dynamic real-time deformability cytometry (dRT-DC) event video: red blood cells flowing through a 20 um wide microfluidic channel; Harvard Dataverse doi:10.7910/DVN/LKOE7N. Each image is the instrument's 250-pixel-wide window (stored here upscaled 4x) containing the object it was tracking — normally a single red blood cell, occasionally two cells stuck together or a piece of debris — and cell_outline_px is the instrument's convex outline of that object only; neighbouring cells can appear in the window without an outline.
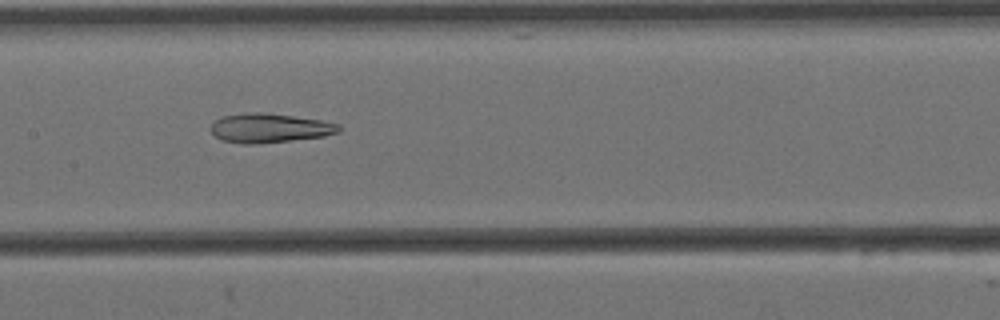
{"species": "Egyptian fruit bat (a non-hibernating species)", "species_latin": "Rousettus aegyptiacus", "temperature_condition": "cold", "stored_images_in_passage": 11, "camera_frame_rate_fps": 3000, "um_per_image_px": 0.085, "animal": {"sex": "female"}, "frame": {"image": 1, "passage_image": 7, "time_ms": 2.0, "image_size_px": [1000, 320], "cell_outline_px": [[340, 132], [324, 136], [260, 144], [244, 144], [224, 140], [216, 136], [208, 128], [220, 116], [248, 112], [260, 112], [292, 116], [320, 120], [340, 124]], "centroid_in_image_um": [22.9, 10.88], "position_along_channel_um": 184.5, "area_um2": 21.79}}
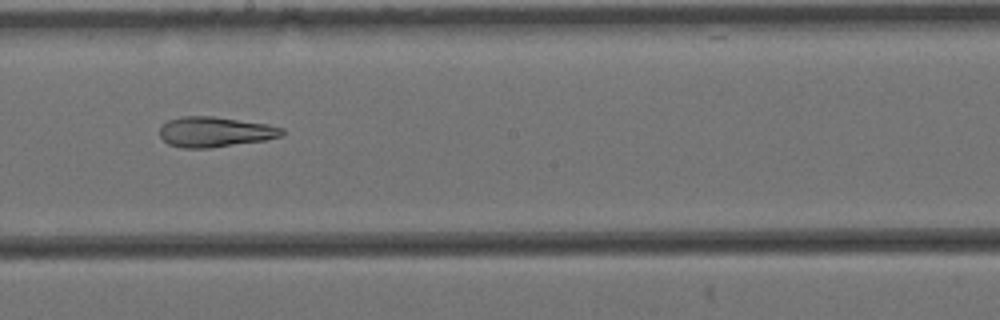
{"frame": {"image": 2, "passage_image": 8, "time_ms": 2.333, "image_size_px": [1000, 320], "cell_outline_px": [[284, 132], [280, 136], [264, 140], [208, 148], [180, 148], [168, 144], [160, 136], [160, 128], [168, 120], [184, 116], [212, 116], [268, 124], [284, 128]], "centroid_in_image_um": [18.26, 11.21], "position_along_channel_um": 229.9, "area_um2": 21.39}}
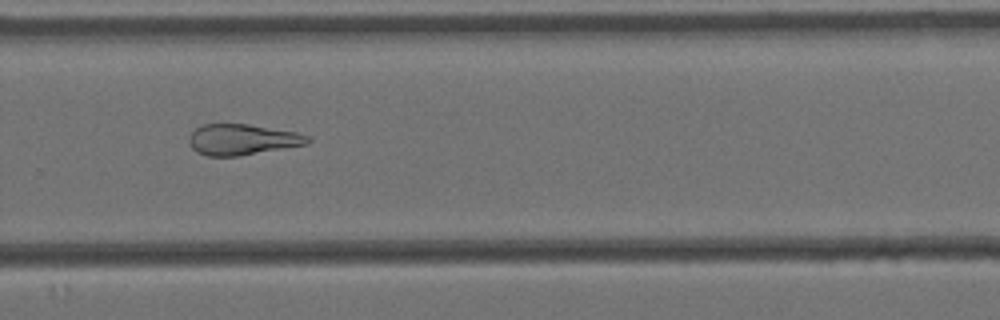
{"frame": {"image": 3, "passage_image": 10, "time_ms": 3.0, "image_size_px": [1000, 320], "cell_outline_px": [[312, 140], [308, 144], [240, 156], [208, 156], [196, 152], [192, 148], [188, 140], [188, 136], [196, 128], [204, 124], [248, 124], [296, 132], [308, 136]], "centroid_in_image_um": [20.58, 11.87], "position_along_channel_um": 309.2, "area_um2": 21.39}}